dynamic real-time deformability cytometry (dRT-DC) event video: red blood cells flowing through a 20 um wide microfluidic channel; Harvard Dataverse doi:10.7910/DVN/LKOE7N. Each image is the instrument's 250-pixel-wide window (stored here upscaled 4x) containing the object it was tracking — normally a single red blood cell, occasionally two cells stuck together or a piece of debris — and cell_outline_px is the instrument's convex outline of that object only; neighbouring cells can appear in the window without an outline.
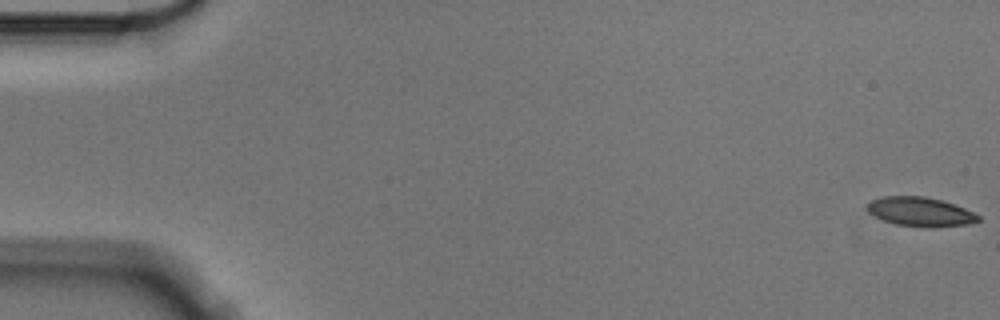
{"species": "Egyptian fruit bat (a non-hibernating species)", "species_latin": "Rousettus aegyptiacus", "temperature_condition": "cold", "stored_images_in_passage": 57, "camera_frame_rate_fps": 3000, "um_per_image_px": 0.085, "animal": {"sex": "male"}, "frame": {"image": 1, "passage_image": 1, "time_ms": 0.0, "image_size_px": [1000, 320], "cell_outline_px": [[980, 220], [968, 224], [928, 228], [896, 224], [884, 220], [868, 212], [864, 208], [872, 200], [880, 196], [924, 196], [940, 200], [964, 208], [980, 216]], "centroid_in_image_um": [78.2, 18.0], "position_along_channel_um": 6.8, "area_um2": 18.79}}
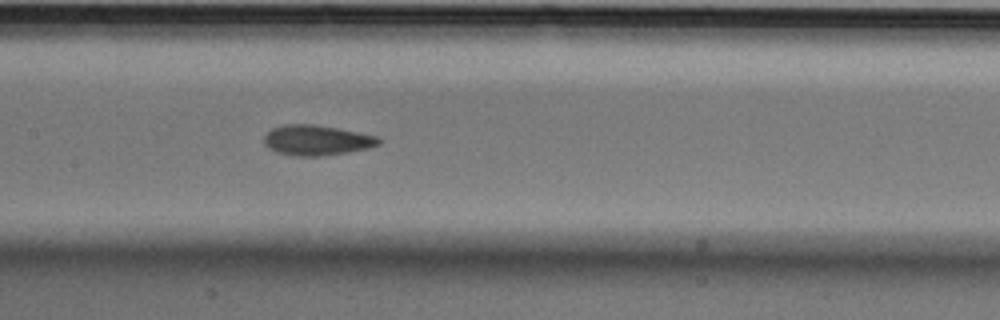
{"frame": {"image": 2, "passage_image": 28, "time_ms": 9.0, "image_size_px": [1000, 320], "cell_outline_px": [[380, 144], [368, 148], [348, 152], [320, 156], [296, 156], [276, 152], [268, 148], [264, 144], [264, 136], [272, 128], [284, 124], [312, 124], [336, 128], [376, 136], [380, 140]], "centroid_in_image_um": [26.87, 11.92], "position_along_channel_um": 180.5, "area_um2": 20.06}}
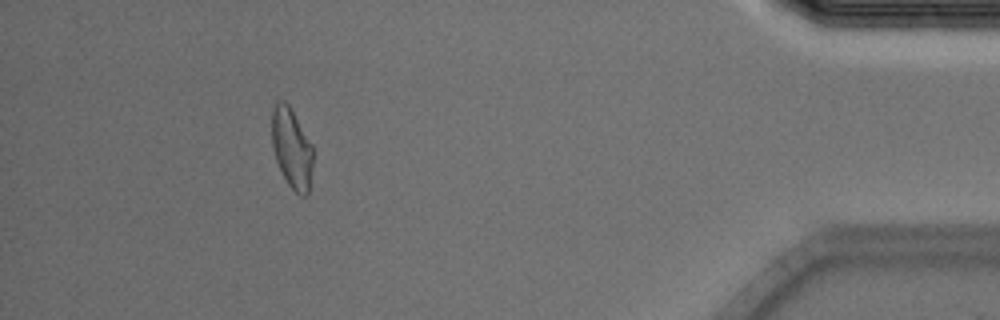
{"frame": {"image": 3, "passage_image": 52, "time_ms": 17.0, "image_size_px": [1000, 320], "cell_outline_px": [[312, 164], [308, 196], [300, 196], [288, 184], [276, 160], [272, 144], [272, 112], [276, 104], [280, 100], [284, 100], [288, 104], [312, 144]], "centroid_in_image_um": [24.8, 12.62], "position_along_channel_um": 410.4, "area_um2": 18.9}, "authors_computed_cell_mechanics": {"area_um2": 19.8832, "velocity_mm_per_s": 3.5487, "shape_relaxation_time_tau1_ms": 4.2346, "shape_relaxation_time_tau2_ms": 1.8544, "deformation_change_tau1": 0.1454, "deformation_change_tau2": 0.0843}}